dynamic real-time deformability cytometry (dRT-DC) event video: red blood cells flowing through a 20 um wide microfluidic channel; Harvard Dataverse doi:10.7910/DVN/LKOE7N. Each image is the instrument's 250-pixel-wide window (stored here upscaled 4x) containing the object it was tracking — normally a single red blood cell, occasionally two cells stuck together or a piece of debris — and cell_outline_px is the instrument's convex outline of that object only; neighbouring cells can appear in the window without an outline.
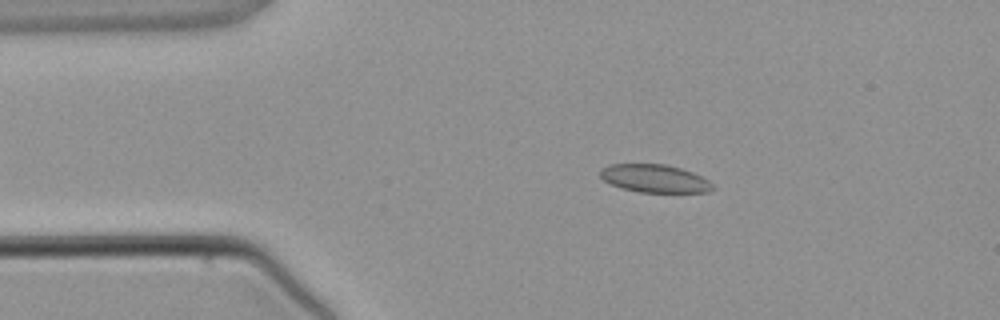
{"species": "common noctule bat (a hibernating species)", "species_latin": "Nyctalus noctula", "temperature_condition": "warm", "stored_images_in_passage": 2, "camera_frame_rate_fps": 3000, "um_per_image_px": 0.085, "animal": {"sex": "male", "body_mass_g": 21.5, "forearm_length_mm": 52.0}, "frame": {"image": 1, "passage_image": 1, "time_ms": 0.0, "image_size_px": [1000, 320], "cell_outline_px": [[716, 188], [708, 192], [640, 192], [620, 188], [604, 180], [600, 176], [600, 168], [608, 164], [664, 164], [680, 168], [692, 172], [708, 180]], "centroid_in_image_um": [55.63, 15.17], "position_along_channel_um": 29.4, "area_um2": 18.32}}